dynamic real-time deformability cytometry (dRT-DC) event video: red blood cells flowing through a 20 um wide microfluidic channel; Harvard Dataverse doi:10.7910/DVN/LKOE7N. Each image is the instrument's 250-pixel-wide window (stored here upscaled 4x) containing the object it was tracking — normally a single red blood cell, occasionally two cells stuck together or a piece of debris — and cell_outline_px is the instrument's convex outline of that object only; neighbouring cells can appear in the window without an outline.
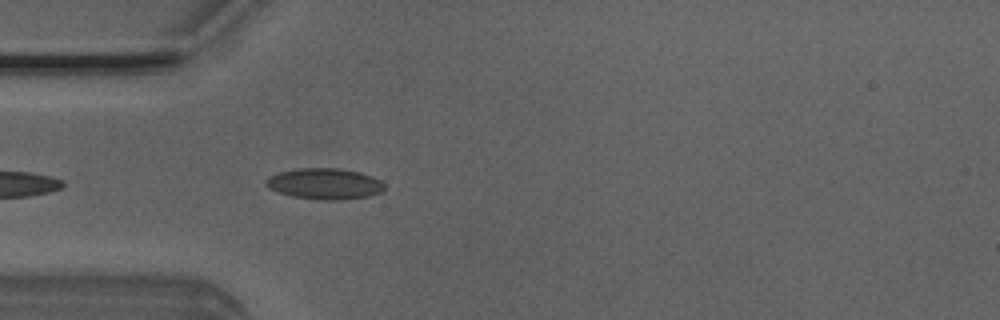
{"species": "Egyptian fruit bat (a non-hibernating species)", "species_latin": "Rousettus aegyptiacus", "temperature_condition": "room temperature", "stored_images_in_passage": 24, "camera_frame_rate_fps": 3000, "um_per_image_px": 0.085, "animal": {"sex": "male"}, "frame": {"image": 1, "passage_image": 3, "time_ms": 0.667, "image_size_px": [1000, 320], "cell_outline_px": [[384, 188], [380, 192], [368, 196], [344, 200], [324, 200], [292, 196], [268, 188], [264, 184], [264, 180], [268, 176], [280, 172], [300, 168], [340, 168], [360, 172], [372, 176], [380, 180], [384, 184]], "centroid_in_image_um": [27.58, 15.61], "position_along_channel_um": 57.4, "area_um2": 21.44}}
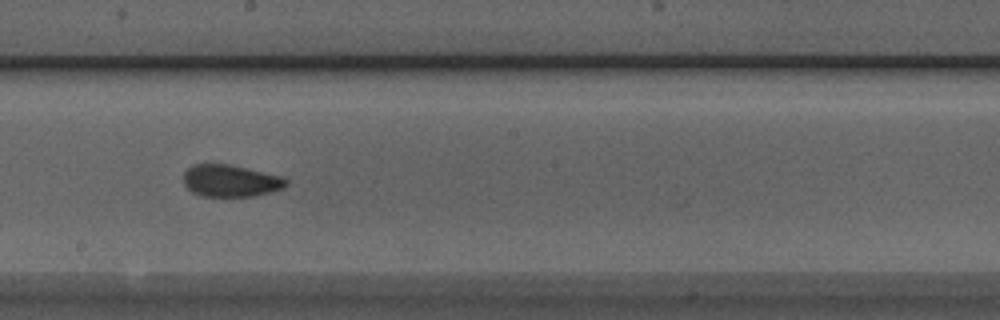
{"frame": {"image": 2, "passage_image": 16, "time_ms": 5.0, "image_size_px": [1000, 320], "cell_outline_px": [[288, 184], [284, 188], [256, 196], [200, 196], [192, 192], [184, 184], [184, 172], [192, 164], [228, 164], [280, 176], [288, 180]], "centroid_in_image_um": [19.59, 15.37], "position_along_channel_um": 228.6, "area_um2": 19.07}}
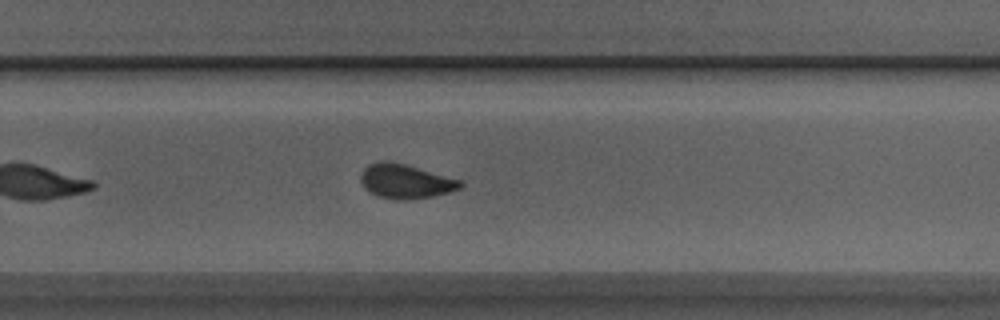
{"frame": {"image": 3, "passage_image": 21, "time_ms": 6.667, "image_size_px": [1000, 320], "cell_outline_px": [[464, 184], [460, 188], [452, 192], [432, 196], [408, 200], [400, 200], [376, 196], [368, 192], [364, 188], [360, 180], [360, 172], [368, 164], [380, 160], [388, 160], [404, 164], [460, 180]], "centroid_in_image_um": [34.41, 15.41], "position_along_channel_um": 295.4, "area_um2": 20.06}}